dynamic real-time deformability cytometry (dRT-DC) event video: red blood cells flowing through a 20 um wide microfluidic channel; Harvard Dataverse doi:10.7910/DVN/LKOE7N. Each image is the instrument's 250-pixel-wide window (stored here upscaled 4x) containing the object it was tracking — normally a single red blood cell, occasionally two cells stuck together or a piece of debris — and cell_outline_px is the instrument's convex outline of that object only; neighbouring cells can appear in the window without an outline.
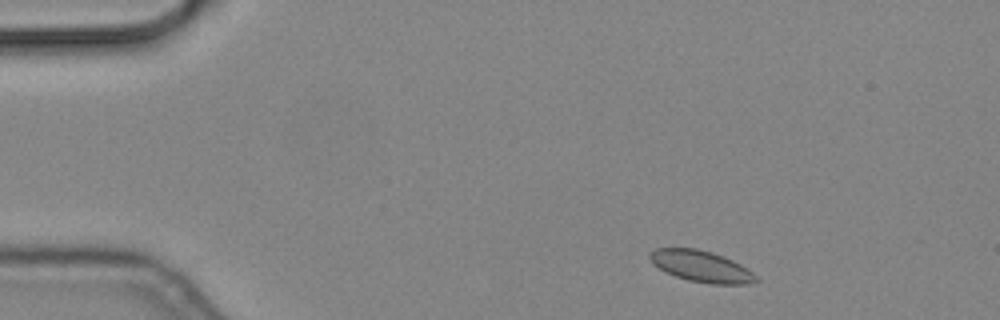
{"species": "common noctule bat (a hibernating species)", "species_latin": "Nyctalus noctula", "temperature_condition": "cold", "stored_images_in_passage": 51, "camera_frame_rate_fps": 3000, "um_per_image_px": 0.085, "animal": {"sex": "male", "body_mass_g": 19.2, "forearm_length_mm": 51.8}, "frame": {"image": 1, "passage_image": 3, "time_ms": 0.667, "image_size_px": [1000, 320], "cell_outline_px": [[760, 280], [748, 284], [712, 284], [688, 280], [664, 272], [652, 264], [648, 256], [648, 252], [656, 248], [696, 248], [712, 252], [724, 256], [748, 268]], "centroid_in_image_um": [59.58, 22.63], "position_along_channel_um": 25.4, "area_um2": 19.59}}
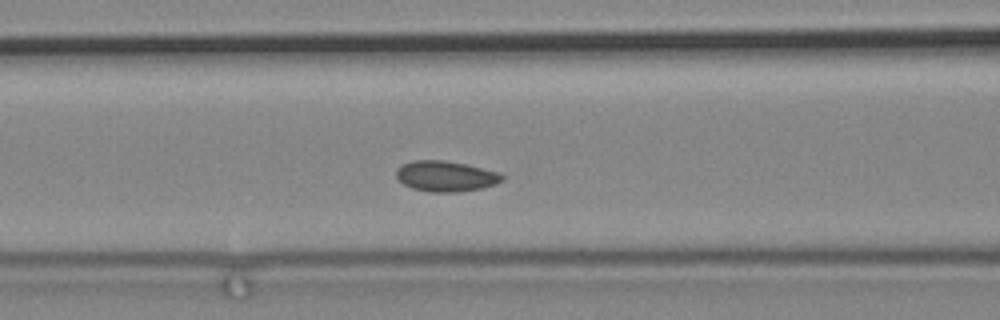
{"frame": {"image": 2, "passage_image": 18, "time_ms": 5.667, "image_size_px": [1000, 320], "cell_outline_px": [[504, 180], [496, 184], [480, 188], [456, 192], [428, 192], [412, 188], [404, 184], [396, 176], [396, 168], [400, 164], [412, 160], [444, 160], [464, 164], [500, 172], [504, 176]], "centroid_in_image_um": [37.87, 14.97], "position_along_channel_um": 128.7, "area_um2": 18.96}}
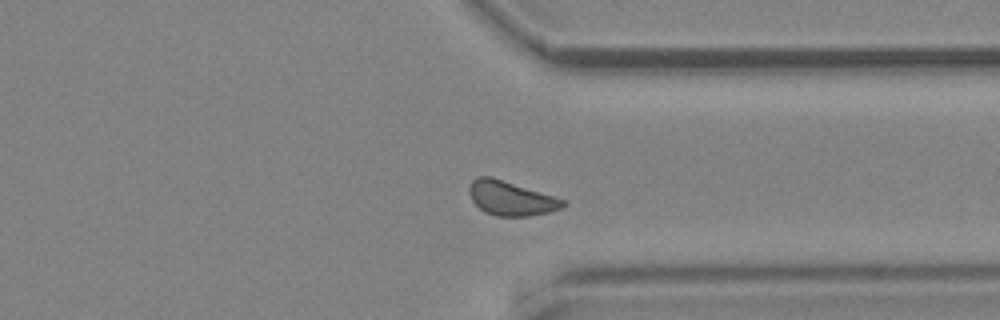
{"frame": {"image": 3, "passage_image": 38, "time_ms": 12.333, "image_size_px": [1000, 320], "cell_outline_px": [[568, 204], [560, 208], [548, 212], [528, 216], [496, 216], [484, 212], [472, 200], [468, 192], [468, 188], [472, 180], [480, 176], [492, 176], [564, 200]], "centroid_in_image_um": [43.38, 16.85], "position_along_channel_um": 368.0, "area_um2": 18.55}}